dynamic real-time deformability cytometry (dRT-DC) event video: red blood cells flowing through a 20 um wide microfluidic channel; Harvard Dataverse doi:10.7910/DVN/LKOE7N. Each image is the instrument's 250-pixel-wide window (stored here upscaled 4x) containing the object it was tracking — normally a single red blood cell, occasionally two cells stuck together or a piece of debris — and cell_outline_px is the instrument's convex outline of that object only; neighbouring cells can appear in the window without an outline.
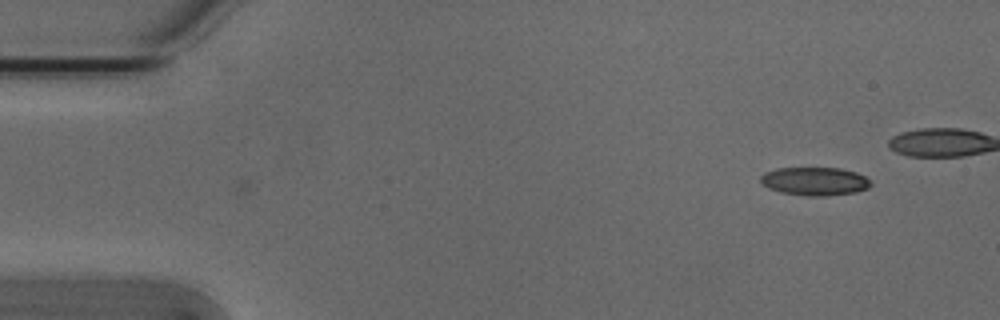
{"species": "Egyptian fruit bat (a non-hibernating species)", "species_latin": "Rousettus aegyptiacus", "temperature_condition": "cold", "stored_images_in_passage": 2, "camera_frame_rate_fps": 3000, "um_per_image_px": 0.085, "animal": {"sex": "male"}, "frame": {"image": 1, "passage_image": 2, "time_ms": 0.333, "image_size_px": [1000, 320], "cell_outline_px": [[872, 184], [868, 188], [856, 192], [824, 196], [808, 196], [780, 192], [768, 188], [760, 180], [760, 176], [764, 172], [776, 168], [840, 168], [856, 172], [864, 176]], "centroid_in_image_um": [69.24, 15.4], "position_along_channel_um": 15.8, "area_um2": 18.15}}